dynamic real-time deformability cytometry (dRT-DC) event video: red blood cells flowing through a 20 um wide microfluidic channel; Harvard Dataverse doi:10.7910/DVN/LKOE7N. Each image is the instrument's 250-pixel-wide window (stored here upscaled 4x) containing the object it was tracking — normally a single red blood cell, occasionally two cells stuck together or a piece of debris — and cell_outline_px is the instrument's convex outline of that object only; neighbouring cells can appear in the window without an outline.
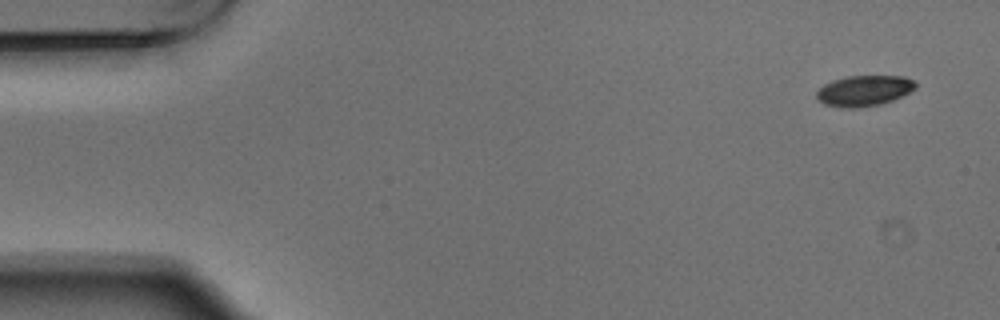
{"species": "Egyptian fruit bat (a non-hibernating species)", "species_latin": "Rousettus aegyptiacus", "temperature_condition": "warm", "stored_images_in_passage": 8, "camera_frame_rate_fps": 3000, "um_per_image_px": 0.085, "animal": {"sex": "male"}, "frame": {"image": 1, "passage_image": 1, "time_ms": 0.0, "image_size_px": [1000, 320], "cell_outline_px": [[916, 88], [892, 100], [880, 104], [856, 108], [844, 108], [824, 104], [816, 96], [816, 92], [824, 84], [832, 80], [848, 76], [904, 76], [912, 80], [916, 84]], "centroid_in_image_um": [73.42, 7.71], "position_along_channel_um": 11.6, "area_um2": 17.51}}
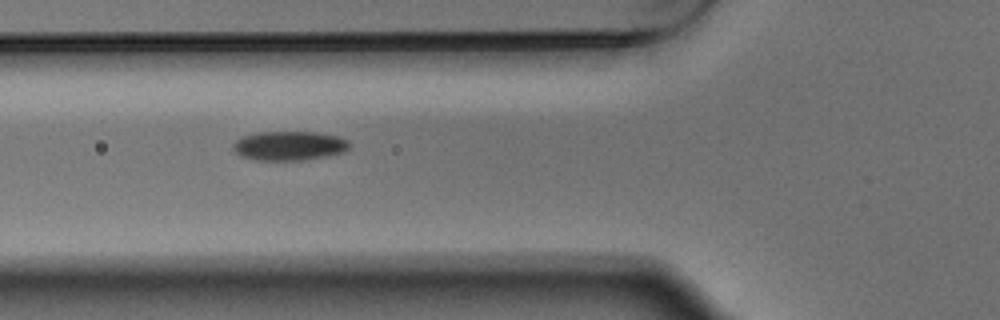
{"frame": {"image": 2, "passage_image": 5, "time_ms": 1.333, "image_size_px": [1000, 320], "cell_outline_px": [[348, 148], [344, 152], [324, 156], [300, 160], [252, 160], [240, 156], [232, 148], [232, 144], [240, 136], [256, 132], [316, 132], [336, 136], [348, 140]], "centroid_in_image_um": [24.5, 12.38], "position_along_channel_um": 101.3, "area_um2": 19.83}}
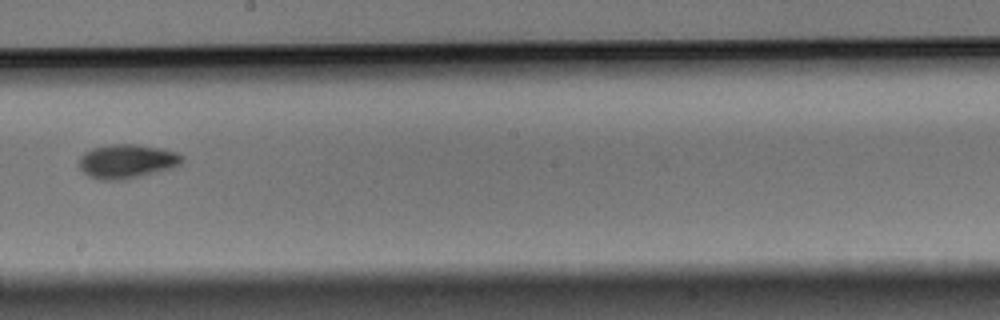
{"frame": {"image": 3, "passage_image": 8, "time_ms": 2.333, "image_size_px": [1000, 320], "cell_outline_px": [[184, 160], [180, 164], [172, 168], [128, 180], [100, 180], [88, 176], [80, 168], [80, 156], [84, 152], [92, 148], [108, 144], [136, 144], [160, 148], [176, 152], [184, 156]], "centroid_in_image_um": [10.8, 13.72], "position_along_channel_um": 237.4, "area_um2": 20.69}}